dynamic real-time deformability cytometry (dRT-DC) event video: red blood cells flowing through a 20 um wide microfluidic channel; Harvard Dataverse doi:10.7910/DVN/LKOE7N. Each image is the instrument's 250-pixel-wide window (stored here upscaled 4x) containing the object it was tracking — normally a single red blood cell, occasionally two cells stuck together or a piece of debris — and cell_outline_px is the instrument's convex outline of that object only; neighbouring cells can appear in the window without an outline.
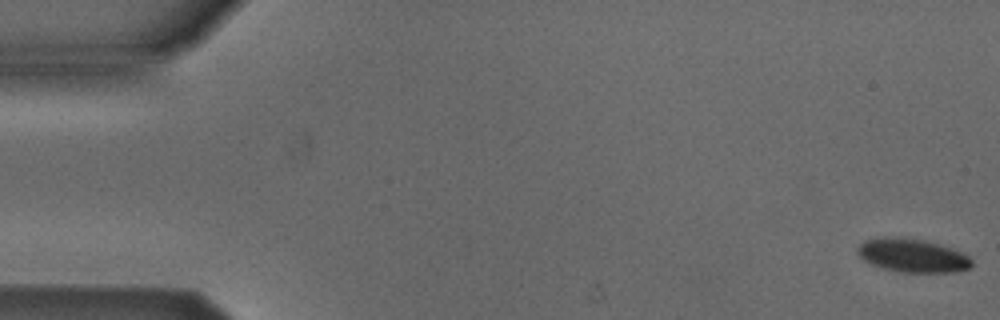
{"species": "Egyptian fruit bat (a non-hibernating species)", "species_latin": "Rousettus aegyptiacus", "temperature_condition": "cold", "stored_images_in_passage": 53, "camera_frame_rate_fps": 3000, "um_per_image_px": 0.085, "animal": {"sex": "male"}, "frame": {"image": 1, "passage_image": 1, "time_ms": 0.0, "image_size_px": [1000, 320], "cell_outline_px": [[972, 264], [968, 268], [952, 272], [900, 272], [884, 268], [872, 264], [864, 260], [856, 252], [856, 248], [864, 240], [880, 236], [884, 236], [920, 240], [936, 244], [960, 252], [968, 256], [972, 260]], "centroid_in_image_um": [77.49, 21.72], "position_along_channel_um": 7.5, "area_um2": 21.85}}
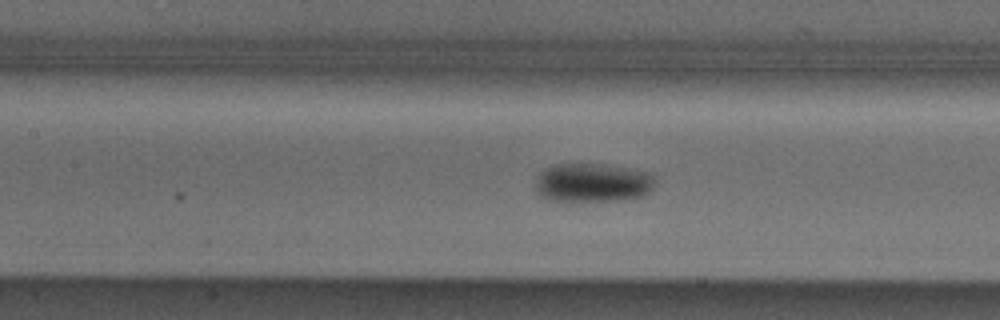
{"frame": {"image": 2, "passage_image": 24, "time_ms": 7.667, "image_size_px": [1000, 320], "cell_outline_px": [[652, 188], [644, 196], [624, 200], [552, 200], [540, 196], [536, 192], [536, 176], [540, 172], [556, 164], [592, 164], [648, 172], [652, 176]], "centroid_in_image_um": [50.32, 15.54], "position_along_channel_um": 157.1, "area_um2": 26.41}}
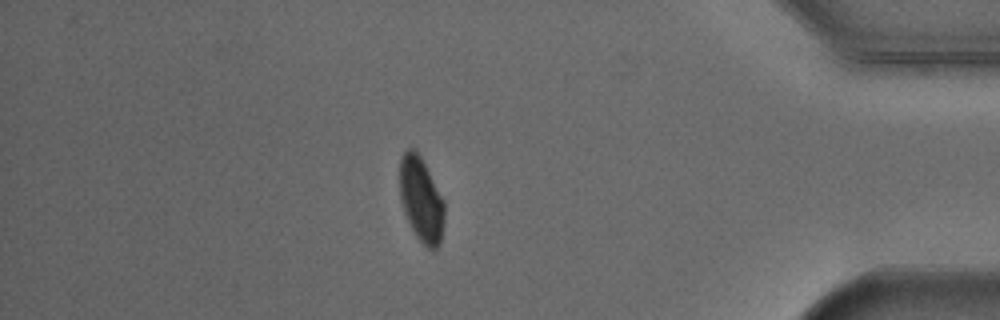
{"frame": {"image": 3, "passage_image": 46, "time_ms": 15.0, "image_size_px": [1000, 320], "cell_outline_px": [[444, 224], [440, 244], [436, 248], [428, 248], [416, 236], [404, 212], [400, 200], [400, 160], [404, 152], [408, 148], [416, 148], [444, 200]], "centroid_in_image_um": [35.8, 16.94], "position_along_channel_um": 399.4, "area_um2": 21.96}, "authors_computed_cell_mechanics": {"area_um2": 24.1026, "velocity_mm_per_s": 3.8535, "shape_relaxation_time_tau1_ms": 5.255, "shape_relaxation_time_tau2_ms": null, "deformation_change_tau1": 0.1069, "deformation_change_tau2": null}}